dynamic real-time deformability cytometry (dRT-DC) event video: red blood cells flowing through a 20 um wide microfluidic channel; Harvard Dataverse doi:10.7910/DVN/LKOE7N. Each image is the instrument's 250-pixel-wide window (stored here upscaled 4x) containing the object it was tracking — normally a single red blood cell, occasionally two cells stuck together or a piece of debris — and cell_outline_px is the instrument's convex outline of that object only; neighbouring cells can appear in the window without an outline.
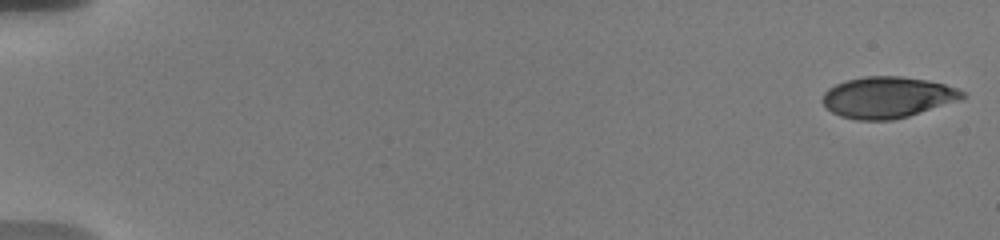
{"species": "human", "species_latin": "Homo sapiens", "temperature_condition": "warm", "stored_images_in_passage": 6, "camera_frame_rate_fps": 3000, "um_per_image_px": 0.085, "donor": {"sex": "male"}, "frame": {"image": 1, "passage_image": 1, "time_ms": 0.0, "image_size_px": [1000, 240], "cell_outline_px": [[968, 96], [964, 100], [908, 116], [892, 120], [856, 120], [840, 116], [832, 112], [824, 104], [824, 92], [828, 88], [836, 84], [848, 80], [864, 76], [900, 76], [928, 80], [944, 84], [956, 88], [964, 92]], "centroid_in_image_um": [75.51, 8.27], "position_along_channel_um": 9.5, "area_um2": 33.76}}
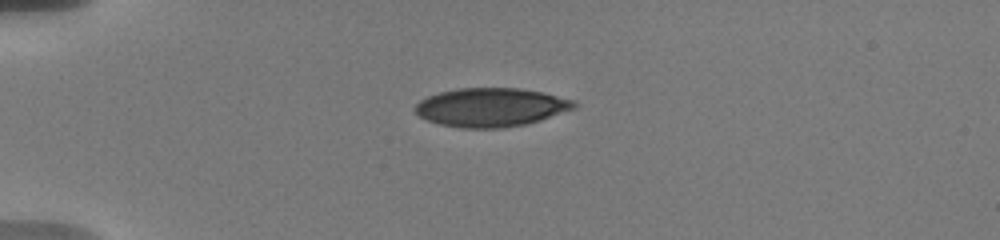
{"frame": {"image": 2, "passage_image": 5, "time_ms": 4.667, "image_size_px": [1000, 240], "cell_outline_px": [[580, 104], [576, 108], [528, 124], [504, 128], [460, 128], [440, 124], [428, 120], [420, 116], [412, 108], [420, 100], [428, 96], [440, 92], [460, 88], [520, 88], [540, 92], [576, 100]], "centroid_in_image_um": [41.76, 9.12], "position_along_channel_um": 43.2, "area_um2": 36.01}}